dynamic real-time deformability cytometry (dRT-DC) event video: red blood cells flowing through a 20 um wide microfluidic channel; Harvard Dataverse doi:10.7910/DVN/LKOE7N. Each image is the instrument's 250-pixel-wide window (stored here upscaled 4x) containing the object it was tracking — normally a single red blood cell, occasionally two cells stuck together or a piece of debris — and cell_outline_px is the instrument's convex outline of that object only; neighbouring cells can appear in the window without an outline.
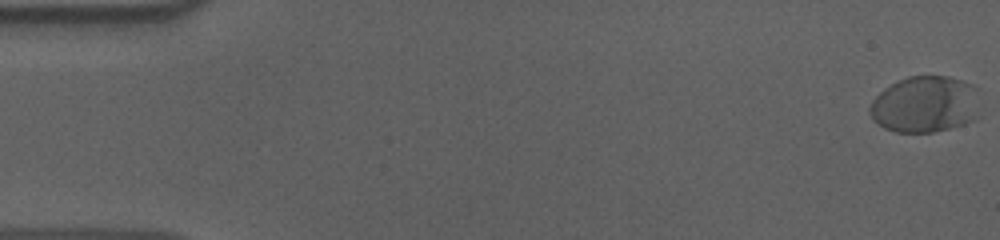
{"species": "human", "species_latin": "Homo sapiens", "temperature_condition": "cold", "stored_images_in_passage": 57, "camera_frame_rate_fps": 3000, "um_per_image_px": 0.085, "donor": {"sex": "male"}, "frame": {"image": 1, "passage_image": 1, "time_ms": 0.0, "image_size_px": [1000, 240], "cell_outline_px": [[976, 120], [964, 124], [932, 132], [896, 132], [884, 128], [872, 120], [868, 108], [872, 100], [880, 92], [892, 84], [908, 76], [948, 76], [972, 84], [976, 88]], "centroid_in_image_um": [78.59, 8.88], "position_along_channel_um": 6.4, "area_um2": 36.07}}
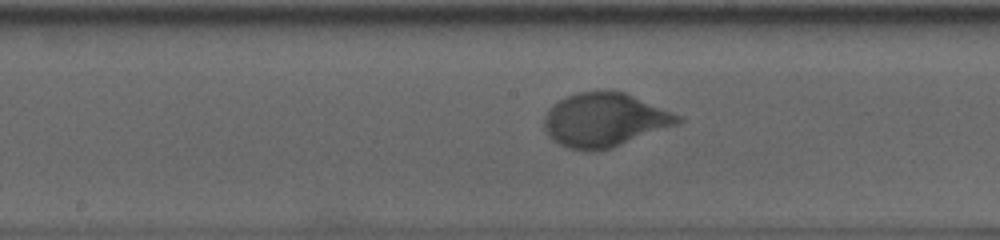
{"frame": {"image": 2, "passage_image": 30, "time_ms": 9.667, "image_size_px": [1000, 240], "cell_outline_px": [[684, 120], [680, 124], [612, 148], [592, 152], [588, 152], [568, 148], [552, 140], [548, 136], [544, 128], [544, 116], [548, 108], [552, 104], [576, 92], [624, 92], [684, 116]], "centroid_in_image_um": [51.41, 10.22], "position_along_channel_um": 196.8, "area_um2": 42.25}}
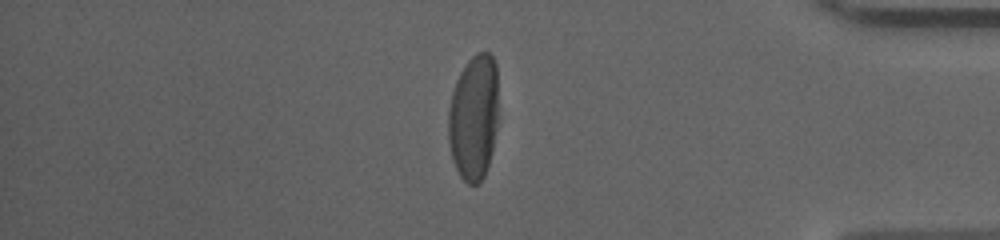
{"frame": {"image": 3, "passage_image": 49, "time_ms": 16.0, "image_size_px": [1000, 240], "cell_outline_px": [[496, 128], [492, 152], [484, 176], [476, 184], [468, 184], [460, 176], [452, 160], [448, 144], [448, 108], [452, 92], [456, 80], [460, 72], [468, 60], [476, 52], [488, 52], [492, 56], [496, 64]], "centroid_in_image_um": [40.23, 9.98], "position_along_channel_um": 395.0, "area_um2": 36.65}, "authors_computed_cell_mechanics": {"area_um2": 38.726, "velocity_mm_per_s": 3.5903, "shape_relaxation_time_tau1_ms": 3.1412, "shape_relaxation_time_tau2_ms": null, "deformation_change_tau1": 0.1654, "deformation_change_tau2": null}}